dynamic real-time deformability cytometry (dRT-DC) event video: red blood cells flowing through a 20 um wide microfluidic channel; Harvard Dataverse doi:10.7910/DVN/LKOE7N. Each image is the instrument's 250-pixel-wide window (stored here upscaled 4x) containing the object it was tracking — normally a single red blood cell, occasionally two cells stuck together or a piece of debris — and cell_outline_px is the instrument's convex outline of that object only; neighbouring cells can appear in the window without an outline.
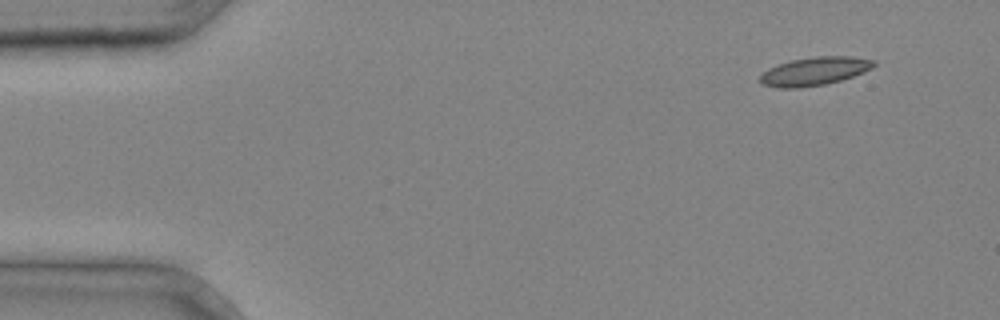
{"species": "common noctule bat (a hibernating species)", "species_latin": "Nyctalus noctula", "temperature_condition": "cold", "stored_images_in_passage": 2, "camera_frame_rate_fps": 3000, "um_per_image_px": 0.085, "animal": {"sex": "male", "body_mass_g": 20.4}, "frame": {"image": 1, "passage_image": 1, "time_ms": 0.0, "image_size_px": [1000, 320], "cell_outline_px": [[876, 64], [872, 68], [864, 72], [840, 80], [824, 84], [800, 88], [780, 88], [760, 84], [760, 76], [768, 68], [792, 60], [816, 56], [852, 56], [876, 60]], "centroid_in_image_um": [69.25, 6.05], "position_along_channel_um": 15.7, "area_um2": 18.73}}